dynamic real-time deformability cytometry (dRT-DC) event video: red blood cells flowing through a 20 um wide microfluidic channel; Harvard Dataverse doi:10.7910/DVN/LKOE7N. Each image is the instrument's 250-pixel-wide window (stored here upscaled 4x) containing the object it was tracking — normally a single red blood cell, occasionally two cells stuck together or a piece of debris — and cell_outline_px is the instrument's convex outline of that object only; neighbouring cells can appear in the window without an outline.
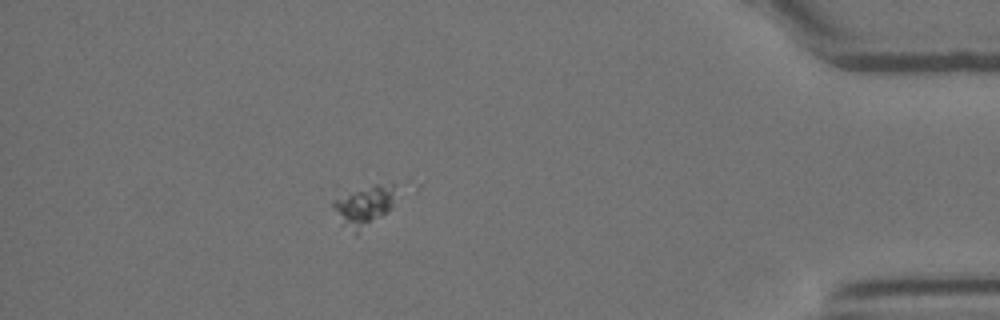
{"species": "Egyptian fruit bat (a non-hibernating species)", "species_latin": "Rousettus aegyptiacus", "temperature_condition": "room temperature", "stored_images_in_passage": 44, "segment_of_instrument_passage": [2, 2], "camera_frame_rate_fps": 3000, "um_per_image_px": 0.085, "animal": {"sex": "female"}, "frame": {"image": 1, "passage_image": 37, "time_ms": 12.0, "image_size_px": [1000, 320], "cell_outline_px": [[392, 208], [356, 236], [332, 204], [332, 200], [340, 192], [376, 184], [392, 184]], "centroid_in_image_um": [30.91, 17.46], "position_along_channel_um": 404.3, "area_um2": 14.39}}